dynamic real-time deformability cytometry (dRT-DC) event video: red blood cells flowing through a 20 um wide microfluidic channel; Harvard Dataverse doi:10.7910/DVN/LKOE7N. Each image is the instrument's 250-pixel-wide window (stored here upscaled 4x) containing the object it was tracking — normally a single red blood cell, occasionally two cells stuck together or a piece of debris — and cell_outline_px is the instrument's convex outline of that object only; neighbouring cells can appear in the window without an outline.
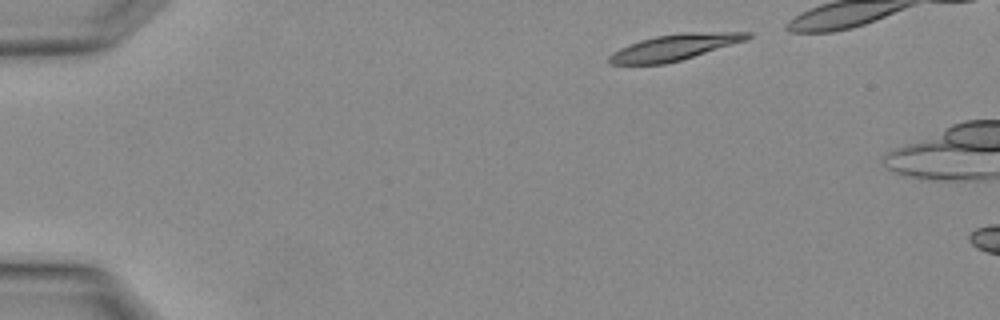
{"species": "Egyptian fruit bat (a non-hibernating species)", "species_latin": "Rousettus aegyptiacus", "temperature_condition": "warm", "stored_images_in_passage": 2, "camera_frame_rate_fps": 3000, "um_per_image_px": 0.085, "animal": {"sex": "female"}, "frame": {"image": 1, "passage_image": 1, "time_ms": 0.0, "image_size_px": [1000, 320], "cell_outline_px": [[752, 36], [744, 40], [680, 60], [664, 64], [608, 64], [608, 56], [612, 52], [628, 44], [640, 40], [656, 36], [680, 32], [752, 32]], "centroid_in_image_um": [57.26, 4.01], "position_along_channel_um": 27.7, "area_um2": 20.69}}